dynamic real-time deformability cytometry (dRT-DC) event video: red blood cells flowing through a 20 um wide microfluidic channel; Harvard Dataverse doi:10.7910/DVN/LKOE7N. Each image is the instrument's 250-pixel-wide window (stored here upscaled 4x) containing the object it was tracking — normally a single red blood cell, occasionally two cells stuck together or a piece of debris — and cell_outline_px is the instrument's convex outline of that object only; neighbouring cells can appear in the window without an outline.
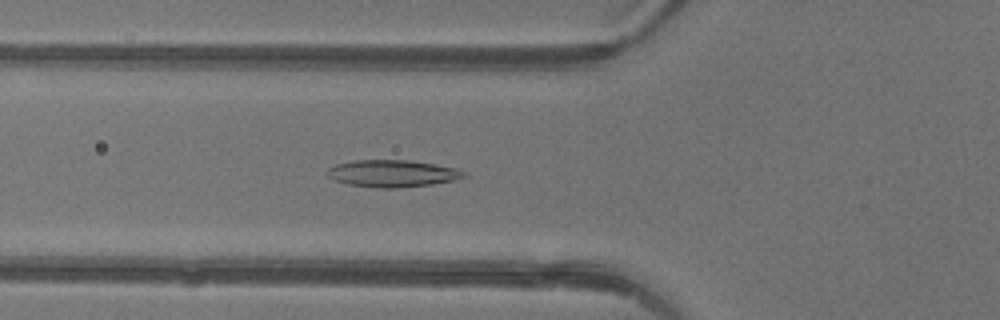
{"species": "common noctule bat (a hibernating species)", "species_latin": "Nyctalus noctula", "temperature_condition": "warm", "stored_images_in_passage": 47, "camera_frame_rate_fps": 3000, "um_per_image_px": 0.085, "animal": {"sex": "female"}, "frame": {"image": 1, "passage_image": 18, "time_ms": 5.667, "image_size_px": [1000, 320], "cell_outline_px": [[468, 176], [452, 180], [432, 184], [396, 188], [376, 188], [348, 184], [336, 180], [328, 176], [324, 172], [328, 168], [336, 164], [356, 160], [408, 160], [456, 168], [464, 172]], "centroid_in_image_um": [33.31, 14.74], "position_along_channel_um": 92.5, "area_um2": 21.39}}
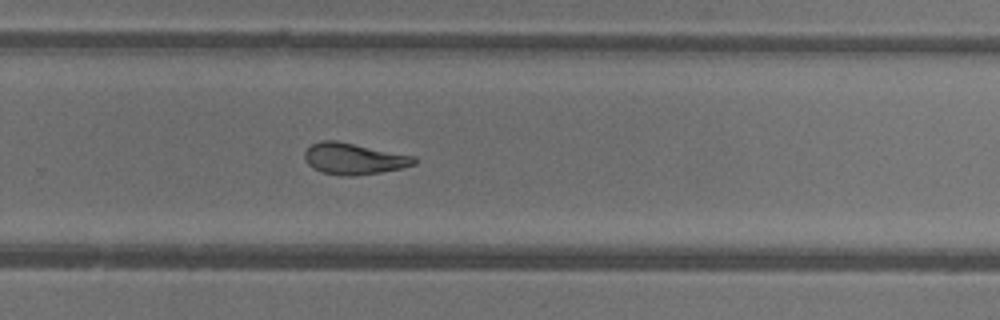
{"frame": {"image": 2, "passage_image": 32, "time_ms": 10.333, "image_size_px": [1000, 320], "cell_outline_px": [[416, 164], [404, 168], [380, 172], [352, 176], [340, 176], [324, 172], [312, 168], [304, 160], [304, 152], [312, 144], [320, 140], [336, 140], [416, 156]], "centroid_in_image_um": [30.08, 13.49], "position_along_channel_um": 299.7, "area_um2": 20.17}}
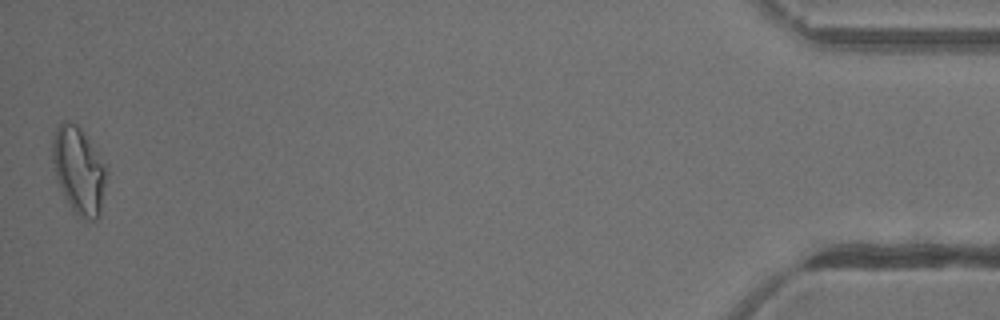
{"frame": {"image": 3, "passage_image": 47, "time_ms": 15.333, "image_size_px": [1000, 320], "cell_outline_px": [[108, 172], [100, 216], [96, 220], [88, 220], [72, 212], [64, 196], [56, 176], [52, 160], [52, 140], [56, 128], [64, 120], [68, 120], [76, 124], [80, 128], [108, 164]], "centroid_in_image_um": [6.74, 14.49], "position_along_channel_um": 428.5, "area_um2": 27.86}, "authors_computed_cell_mechanics": {"area_um2": 21.4438, "velocity_mm_per_s": 4.4414, "shape_relaxation_time_tau1_ms": 9.9554, "shape_relaxation_time_tau2_ms": 2.5193, "deformation_change_tau1": 0.2567, "deformation_change_tau2": 0.0924}}